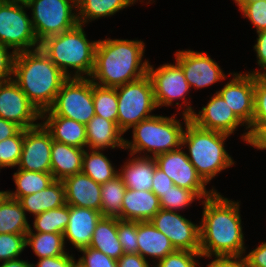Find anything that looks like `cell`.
<instances>
[{
	"mask_svg": "<svg viewBox=\"0 0 266 267\" xmlns=\"http://www.w3.org/2000/svg\"><path fill=\"white\" fill-rule=\"evenodd\" d=\"M200 222V253L202 258L245 255V237L240 202L224 197L218 191L203 199Z\"/></svg>",
	"mask_w": 266,
	"mask_h": 267,
	"instance_id": "6da1fadb",
	"label": "cell"
},
{
	"mask_svg": "<svg viewBox=\"0 0 266 267\" xmlns=\"http://www.w3.org/2000/svg\"><path fill=\"white\" fill-rule=\"evenodd\" d=\"M142 40L99 39L95 50V65L91 81L102 87L116 88L136 81L148 72V59H143Z\"/></svg>",
	"mask_w": 266,
	"mask_h": 267,
	"instance_id": "7a4b0ae2",
	"label": "cell"
},
{
	"mask_svg": "<svg viewBox=\"0 0 266 267\" xmlns=\"http://www.w3.org/2000/svg\"><path fill=\"white\" fill-rule=\"evenodd\" d=\"M67 79L41 48L15 55L13 80L40 113L53 105Z\"/></svg>",
	"mask_w": 266,
	"mask_h": 267,
	"instance_id": "3957f363",
	"label": "cell"
},
{
	"mask_svg": "<svg viewBox=\"0 0 266 267\" xmlns=\"http://www.w3.org/2000/svg\"><path fill=\"white\" fill-rule=\"evenodd\" d=\"M84 27L78 23L40 43V48L68 78H90L94 69L98 40L89 41Z\"/></svg>",
	"mask_w": 266,
	"mask_h": 267,
	"instance_id": "277c9868",
	"label": "cell"
},
{
	"mask_svg": "<svg viewBox=\"0 0 266 267\" xmlns=\"http://www.w3.org/2000/svg\"><path fill=\"white\" fill-rule=\"evenodd\" d=\"M230 136L222 132L202 129L191 121L185 126L182 147L188 148L186 154L189 161L207 184L235 163L225 146V141Z\"/></svg>",
	"mask_w": 266,
	"mask_h": 267,
	"instance_id": "5b68a950",
	"label": "cell"
},
{
	"mask_svg": "<svg viewBox=\"0 0 266 267\" xmlns=\"http://www.w3.org/2000/svg\"><path fill=\"white\" fill-rule=\"evenodd\" d=\"M181 117L183 123L174 113L171 117L153 115L140 121L132 128V140L125 138L124 150L133 155L154 158L159 154L178 149L182 146L185 130L182 125L186 126L190 121L188 116Z\"/></svg>",
	"mask_w": 266,
	"mask_h": 267,
	"instance_id": "8992f818",
	"label": "cell"
},
{
	"mask_svg": "<svg viewBox=\"0 0 266 267\" xmlns=\"http://www.w3.org/2000/svg\"><path fill=\"white\" fill-rule=\"evenodd\" d=\"M118 99L117 126L125 134L140 121L152 117L157 109L152 82L148 75L116 87Z\"/></svg>",
	"mask_w": 266,
	"mask_h": 267,
	"instance_id": "52a82bcc",
	"label": "cell"
},
{
	"mask_svg": "<svg viewBox=\"0 0 266 267\" xmlns=\"http://www.w3.org/2000/svg\"><path fill=\"white\" fill-rule=\"evenodd\" d=\"M27 7L39 43L78 24L76 0H31Z\"/></svg>",
	"mask_w": 266,
	"mask_h": 267,
	"instance_id": "ba28073f",
	"label": "cell"
},
{
	"mask_svg": "<svg viewBox=\"0 0 266 267\" xmlns=\"http://www.w3.org/2000/svg\"><path fill=\"white\" fill-rule=\"evenodd\" d=\"M147 75L152 82L157 108L172 106L177 99H182L183 101L181 104L180 102H176L175 104V106H178L177 111H180V108L185 107L181 112L182 115L188 117L192 115L195 110L186 97V95L189 96L191 88L185 78L182 68L177 62L173 64L165 63L156 69L154 65H151L149 62Z\"/></svg>",
	"mask_w": 266,
	"mask_h": 267,
	"instance_id": "9c48e42d",
	"label": "cell"
},
{
	"mask_svg": "<svg viewBox=\"0 0 266 267\" xmlns=\"http://www.w3.org/2000/svg\"><path fill=\"white\" fill-rule=\"evenodd\" d=\"M27 5L0 0V43L15 53L40 48Z\"/></svg>",
	"mask_w": 266,
	"mask_h": 267,
	"instance_id": "30bf717a",
	"label": "cell"
},
{
	"mask_svg": "<svg viewBox=\"0 0 266 267\" xmlns=\"http://www.w3.org/2000/svg\"><path fill=\"white\" fill-rule=\"evenodd\" d=\"M49 110L86 125L95 115L93 82L90 78H68L56 95Z\"/></svg>",
	"mask_w": 266,
	"mask_h": 267,
	"instance_id": "8fae6325",
	"label": "cell"
},
{
	"mask_svg": "<svg viewBox=\"0 0 266 267\" xmlns=\"http://www.w3.org/2000/svg\"><path fill=\"white\" fill-rule=\"evenodd\" d=\"M183 150L185 148L181 146L176 150L155 156L157 167L172 179L174 185L195 191L203 199L209 198L217 190L214 187L206 189L208 184L197 173Z\"/></svg>",
	"mask_w": 266,
	"mask_h": 267,
	"instance_id": "7c38bea8",
	"label": "cell"
},
{
	"mask_svg": "<svg viewBox=\"0 0 266 267\" xmlns=\"http://www.w3.org/2000/svg\"><path fill=\"white\" fill-rule=\"evenodd\" d=\"M150 222L169 238L175 250L200 252V225L180 212L160 209Z\"/></svg>",
	"mask_w": 266,
	"mask_h": 267,
	"instance_id": "4fadbf2b",
	"label": "cell"
},
{
	"mask_svg": "<svg viewBox=\"0 0 266 267\" xmlns=\"http://www.w3.org/2000/svg\"><path fill=\"white\" fill-rule=\"evenodd\" d=\"M190 121L202 129L218 131L228 135H233L239 126H245L246 132L242 134L241 138L248 145V127L236 116L217 91L210 97L206 106L203 105L199 112L195 110L192 113Z\"/></svg>",
	"mask_w": 266,
	"mask_h": 267,
	"instance_id": "5bb4252c",
	"label": "cell"
},
{
	"mask_svg": "<svg viewBox=\"0 0 266 267\" xmlns=\"http://www.w3.org/2000/svg\"><path fill=\"white\" fill-rule=\"evenodd\" d=\"M0 117L18 125L21 129L38 126L41 113L29 101L13 80L0 82Z\"/></svg>",
	"mask_w": 266,
	"mask_h": 267,
	"instance_id": "9a60e30c",
	"label": "cell"
},
{
	"mask_svg": "<svg viewBox=\"0 0 266 267\" xmlns=\"http://www.w3.org/2000/svg\"><path fill=\"white\" fill-rule=\"evenodd\" d=\"M174 54L191 89H203L226 79L219 64L206 52L186 49Z\"/></svg>",
	"mask_w": 266,
	"mask_h": 267,
	"instance_id": "2e32d148",
	"label": "cell"
},
{
	"mask_svg": "<svg viewBox=\"0 0 266 267\" xmlns=\"http://www.w3.org/2000/svg\"><path fill=\"white\" fill-rule=\"evenodd\" d=\"M51 133L42 123L38 126L24 129L22 153L18 169L51 173Z\"/></svg>",
	"mask_w": 266,
	"mask_h": 267,
	"instance_id": "e0dca14e",
	"label": "cell"
},
{
	"mask_svg": "<svg viewBox=\"0 0 266 267\" xmlns=\"http://www.w3.org/2000/svg\"><path fill=\"white\" fill-rule=\"evenodd\" d=\"M232 76L223 88L217 91L236 116L249 127L254 114V75L244 72H232Z\"/></svg>",
	"mask_w": 266,
	"mask_h": 267,
	"instance_id": "ac0fdd59",
	"label": "cell"
},
{
	"mask_svg": "<svg viewBox=\"0 0 266 267\" xmlns=\"http://www.w3.org/2000/svg\"><path fill=\"white\" fill-rule=\"evenodd\" d=\"M100 211L69 205V223L63 233L65 245L71 243L76 250L90 246Z\"/></svg>",
	"mask_w": 266,
	"mask_h": 267,
	"instance_id": "d6986e66",
	"label": "cell"
},
{
	"mask_svg": "<svg viewBox=\"0 0 266 267\" xmlns=\"http://www.w3.org/2000/svg\"><path fill=\"white\" fill-rule=\"evenodd\" d=\"M66 204L101 212V185L80 172L63 180Z\"/></svg>",
	"mask_w": 266,
	"mask_h": 267,
	"instance_id": "ffe728a7",
	"label": "cell"
},
{
	"mask_svg": "<svg viewBox=\"0 0 266 267\" xmlns=\"http://www.w3.org/2000/svg\"><path fill=\"white\" fill-rule=\"evenodd\" d=\"M41 123L54 141L86 149V125L56 116L49 109L41 113Z\"/></svg>",
	"mask_w": 266,
	"mask_h": 267,
	"instance_id": "44dd1931",
	"label": "cell"
},
{
	"mask_svg": "<svg viewBox=\"0 0 266 267\" xmlns=\"http://www.w3.org/2000/svg\"><path fill=\"white\" fill-rule=\"evenodd\" d=\"M123 133L113 121L94 115L86 124V148L105 151L124 149Z\"/></svg>",
	"mask_w": 266,
	"mask_h": 267,
	"instance_id": "7402d4cb",
	"label": "cell"
},
{
	"mask_svg": "<svg viewBox=\"0 0 266 267\" xmlns=\"http://www.w3.org/2000/svg\"><path fill=\"white\" fill-rule=\"evenodd\" d=\"M160 209V200L152 191L126 189L121 209V220L150 221Z\"/></svg>",
	"mask_w": 266,
	"mask_h": 267,
	"instance_id": "603a6c76",
	"label": "cell"
},
{
	"mask_svg": "<svg viewBox=\"0 0 266 267\" xmlns=\"http://www.w3.org/2000/svg\"><path fill=\"white\" fill-rule=\"evenodd\" d=\"M130 158L118 170L127 189L137 191H152V178L157 166L153 157L135 156L129 153ZM133 157V158H132Z\"/></svg>",
	"mask_w": 266,
	"mask_h": 267,
	"instance_id": "cb8c5ba5",
	"label": "cell"
},
{
	"mask_svg": "<svg viewBox=\"0 0 266 267\" xmlns=\"http://www.w3.org/2000/svg\"><path fill=\"white\" fill-rule=\"evenodd\" d=\"M138 254L155 264L175 251L169 238L156 229L150 221H137ZM151 257V258H150Z\"/></svg>",
	"mask_w": 266,
	"mask_h": 267,
	"instance_id": "d4e9b609",
	"label": "cell"
},
{
	"mask_svg": "<svg viewBox=\"0 0 266 267\" xmlns=\"http://www.w3.org/2000/svg\"><path fill=\"white\" fill-rule=\"evenodd\" d=\"M84 151V148L53 140L51 146V174L54 179L63 180L65 177L80 173Z\"/></svg>",
	"mask_w": 266,
	"mask_h": 267,
	"instance_id": "484cf974",
	"label": "cell"
},
{
	"mask_svg": "<svg viewBox=\"0 0 266 267\" xmlns=\"http://www.w3.org/2000/svg\"><path fill=\"white\" fill-rule=\"evenodd\" d=\"M22 208L33 217L66 204L65 187L62 180L53 181L47 188L18 200Z\"/></svg>",
	"mask_w": 266,
	"mask_h": 267,
	"instance_id": "4316f807",
	"label": "cell"
},
{
	"mask_svg": "<svg viewBox=\"0 0 266 267\" xmlns=\"http://www.w3.org/2000/svg\"><path fill=\"white\" fill-rule=\"evenodd\" d=\"M143 0H76L78 23L87 25L100 18L111 17L120 10Z\"/></svg>",
	"mask_w": 266,
	"mask_h": 267,
	"instance_id": "83f0119b",
	"label": "cell"
},
{
	"mask_svg": "<svg viewBox=\"0 0 266 267\" xmlns=\"http://www.w3.org/2000/svg\"><path fill=\"white\" fill-rule=\"evenodd\" d=\"M89 247L116 261L124 254L117 234V218L102 217L99 220Z\"/></svg>",
	"mask_w": 266,
	"mask_h": 267,
	"instance_id": "f1b7e54d",
	"label": "cell"
},
{
	"mask_svg": "<svg viewBox=\"0 0 266 267\" xmlns=\"http://www.w3.org/2000/svg\"><path fill=\"white\" fill-rule=\"evenodd\" d=\"M30 227L20 202L7 195L0 204V234H26Z\"/></svg>",
	"mask_w": 266,
	"mask_h": 267,
	"instance_id": "f546056e",
	"label": "cell"
},
{
	"mask_svg": "<svg viewBox=\"0 0 266 267\" xmlns=\"http://www.w3.org/2000/svg\"><path fill=\"white\" fill-rule=\"evenodd\" d=\"M101 150L85 149L82 158V173L98 184H104L118 175V169Z\"/></svg>",
	"mask_w": 266,
	"mask_h": 267,
	"instance_id": "4dcf8cb0",
	"label": "cell"
},
{
	"mask_svg": "<svg viewBox=\"0 0 266 267\" xmlns=\"http://www.w3.org/2000/svg\"><path fill=\"white\" fill-rule=\"evenodd\" d=\"M13 181L16 185L15 191H7L8 196L19 200L29 194L40 192L55 181L51 173L27 171L17 169L13 174Z\"/></svg>",
	"mask_w": 266,
	"mask_h": 267,
	"instance_id": "1f68e13d",
	"label": "cell"
},
{
	"mask_svg": "<svg viewBox=\"0 0 266 267\" xmlns=\"http://www.w3.org/2000/svg\"><path fill=\"white\" fill-rule=\"evenodd\" d=\"M26 246H30L38 259L61 256L67 253L64 236L61 233H26Z\"/></svg>",
	"mask_w": 266,
	"mask_h": 267,
	"instance_id": "d6a6232c",
	"label": "cell"
},
{
	"mask_svg": "<svg viewBox=\"0 0 266 267\" xmlns=\"http://www.w3.org/2000/svg\"><path fill=\"white\" fill-rule=\"evenodd\" d=\"M126 189L119 175L101 184V215L103 217L121 220V209Z\"/></svg>",
	"mask_w": 266,
	"mask_h": 267,
	"instance_id": "836d02e7",
	"label": "cell"
},
{
	"mask_svg": "<svg viewBox=\"0 0 266 267\" xmlns=\"http://www.w3.org/2000/svg\"><path fill=\"white\" fill-rule=\"evenodd\" d=\"M69 223V205L45 211L34 217L31 232L63 234ZM34 230V231H33Z\"/></svg>",
	"mask_w": 266,
	"mask_h": 267,
	"instance_id": "e575fe53",
	"label": "cell"
},
{
	"mask_svg": "<svg viewBox=\"0 0 266 267\" xmlns=\"http://www.w3.org/2000/svg\"><path fill=\"white\" fill-rule=\"evenodd\" d=\"M93 103L95 115L117 124L118 99L116 88L102 87L93 83Z\"/></svg>",
	"mask_w": 266,
	"mask_h": 267,
	"instance_id": "d590c367",
	"label": "cell"
},
{
	"mask_svg": "<svg viewBox=\"0 0 266 267\" xmlns=\"http://www.w3.org/2000/svg\"><path fill=\"white\" fill-rule=\"evenodd\" d=\"M161 209L179 212L203 198L195 191L173 185L159 197Z\"/></svg>",
	"mask_w": 266,
	"mask_h": 267,
	"instance_id": "8d00e7d4",
	"label": "cell"
},
{
	"mask_svg": "<svg viewBox=\"0 0 266 267\" xmlns=\"http://www.w3.org/2000/svg\"><path fill=\"white\" fill-rule=\"evenodd\" d=\"M24 129H20L14 136L0 141V171L3 168H16L22 153Z\"/></svg>",
	"mask_w": 266,
	"mask_h": 267,
	"instance_id": "74e56055",
	"label": "cell"
},
{
	"mask_svg": "<svg viewBox=\"0 0 266 267\" xmlns=\"http://www.w3.org/2000/svg\"><path fill=\"white\" fill-rule=\"evenodd\" d=\"M26 246V234H0V262L18 259Z\"/></svg>",
	"mask_w": 266,
	"mask_h": 267,
	"instance_id": "f35d334b",
	"label": "cell"
},
{
	"mask_svg": "<svg viewBox=\"0 0 266 267\" xmlns=\"http://www.w3.org/2000/svg\"><path fill=\"white\" fill-rule=\"evenodd\" d=\"M251 125H266V78L254 75V114Z\"/></svg>",
	"mask_w": 266,
	"mask_h": 267,
	"instance_id": "ab89813d",
	"label": "cell"
},
{
	"mask_svg": "<svg viewBox=\"0 0 266 267\" xmlns=\"http://www.w3.org/2000/svg\"><path fill=\"white\" fill-rule=\"evenodd\" d=\"M239 11L247 18L256 29L266 30V0H257L249 3H235Z\"/></svg>",
	"mask_w": 266,
	"mask_h": 267,
	"instance_id": "60d3db41",
	"label": "cell"
},
{
	"mask_svg": "<svg viewBox=\"0 0 266 267\" xmlns=\"http://www.w3.org/2000/svg\"><path fill=\"white\" fill-rule=\"evenodd\" d=\"M200 258L202 259L200 252L175 250L154 264L153 267H200L198 262Z\"/></svg>",
	"mask_w": 266,
	"mask_h": 267,
	"instance_id": "b9f144b4",
	"label": "cell"
},
{
	"mask_svg": "<svg viewBox=\"0 0 266 267\" xmlns=\"http://www.w3.org/2000/svg\"><path fill=\"white\" fill-rule=\"evenodd\" d=\"M117 234L124 253H138L137 221L117 218Z\"/></svg>",
	"mask_w": 266,
	"mask_h": 267,
	"instance_id": "7bdbcfd3",
	"label": "cell"
},
{
	"mask_svg": "<svg viewBox=\"0 0 266 267\" xmlns=\"http://www.w3.org/2000/svg\"><path fill=\"white\" fill-rule=\"evenodd\" d=\"M78 252H81L82 256L76 262L82 267H117L116 260L97 249L86 247Z\"/></svg>",
	"mask_w": 266,
	"mask_h": 267,
	"instance_id": "ee69618b",
	"label": "cell"
},
{
	"mask_svg": "<svg viewBox=\"0 0 266 267\" xmlns=\"http://www.w3.org/2000/svg\"><path fill=\"white\" fill-rule=\"evenodd\" d=\"M0 43V82L13 79L14 59L16 53Z\"/></svg>",
	"mask_w": 266,
	"mask_h": 267,
	"instance_id": "f6af8a7d",
	"label": "cell"
},
{
	"mask_svg": "<svg viewBox=\"0 0 266 267\" xmlns=\"http://www.w3.org/2000/svg\"><path fill=\"white\" fill-rule=\"evenodd\" d=\"M256 43L253 46L257 58V65L261 68L259 70L248 71L252 75L262 74L266 70V30L256 32Z\"/></svg>",
	"mask_w": 266,
	"mask_h": 267,
	"instance_id": "bcb514c9",
	"label": "cell"
},
{
	"mask_svg": "<svg viewBox=\"0 0 266 267\" xmlns=\"http://www.w3.org/2000/svg\"><path fill=\"white\" fill-rule=\"evenodd\" d=\"M75 260L74 255L67 252L61 256L38 259L37 264L32 263V267H73Z\"/></svg>",
	"mask_w": 266,
	"mask_h": 267,
	"instance_id": "7dc6e473",
	"label": "cell"
},
{
	"mask_svg": "<svg viewBox=\"0 0 266 267\" xmlns=\"http://www.w3.org/2000/svg\"><path fill=\"white\" fill-rule=\"evenodd\" d=\"M152 180V192L158 198L161 196V193H165L174 185L172 179L169 178V176L157 166L155 168L154 177Z\"/></svg>",
	"mask_w": 266,
	"mask_h": 267,
	"instance_id": "c3c4849f",
	"label": "cell"
},
{
	"mask_svg": "<svg viewBox=\"0 0 266 267\" xmlns=\"http://www.w3.org/2000/svg\"><path fill=\"white\" fill-rule=\"evenodd\" d=\"M213 260L206 264L207 267H248L246 257L240 256H214Z\"/></svg>",
	"mask_w": 266,
	"mask_h": 267,
	"instance_id": "681fc988",
	"label": "cell"
},
{
	"mask_svg": "<svg viewBox=\"0 0 266 267\" xmlns=\"http://www.w3.org/2000/svg\"><path fill=\"white\" fill-rule=\"evenodd\" d=\"M248 129V144L258 150H266V125H250Z\"/></svg>",
	"mask_w": 266,
	"mask_h": 267,
	"instance_id": "f907efd6",
	"label": "cell"
},
{
	"mask_svg": "<svg viewBox=\"0 0 266 267\" xmlns=\"http://www.w3.org/2000/svg\"><path fill=\"white\" fill-rule=\"evenodd\" d=\"M248 267H266V242H261L253 250L244 255Z\"/></svg>",
	"mask_w": 266,
	"mask_h": 267,
	"instance_id": "816d5d0a",
	"label": "cell"
},
{
	"mask_svg": "<svg viewBox=\"0 0 266 267\" xmlns=\"http://www.w3.org/2000/svg\"><path fill=\"white\" fill-rule=\"evenodd\" d=\"M117 267H153L148 260L138 253H124L117 260Z\"/></svg>",
	"mask_w": 266,
	"mask_h": 267,
	"instance_id": "f5cc1de1",
	"label": "cell"
},
{
	"mask_svg": "<svg viewBox=\"0 0 266 267\" xmlns=\"http://www.w3.org/2000/svg\"><path fill=\"white\" fill-rule=\"evenodd\" d=\"M20 129L15 123L0 117V141L14 136Z\"/></svg>",
	"mask_w": 266,
	"mask_h": 267,
	"instance_id": "db71d44e",
	"label": "cell"
},
{
	"mask_svg": "<svg viewBox=\"0 0 266 267\" xmlns=\"http://www.w3.org/2000/svg\"><path fill=\"white\" fill-rule=\"evenodd\" d=\"M0 267H32V263L28 260H22L20 258L2 262Z\"/></svg>",
	"mask_w": 266,
	"mask_h": 267,
	"instance_id": "11a10c76",
	"label": "cell"
},
{
	"mask_svg": "<svg viewBox=\"0 0 266 267\" xmlns=\"http://www.w3.org/2000/svg\"><path fill=\"white\" fill-rule=\"evenodd\" d=\"M1 1L8 2V3L27 5L31 0H1Z\"/></svg>",
	"mask_w": 266,
	"mask_h": 267,
	"instance_id": "9f6ffc18",
	"label": "cell"
},
{
	"mask_svg": "<svg viewBox=\"0 0 266 267\" xmlns=\"http://www.w3.org/2000/svg\"><path fill=\"white\" fill-rule=\"evenodd\" d=\"M7 191H8V190H6V191H2V190H0V204H1V202L3 201V199L8 195V194H7Z\"/></svg>",
	"mask_w": 266,
	"mask_h": 267,
	"instance_id": "6f0895ef",
	"label": "cell"
},
{
	"mask_svg": "<svg viewBox=\"0 0 266 267\" xmlns=\"http://www.w3.org/2000/svg\"><path fill=\"white\" fill-rule=\"evenodd\" d=\"M235 3H249L252 1H257V0H233Z\"/></svg>",
	"mask_w": 266,
	"mask_h": 267,
	"instance_id": "680465c9",
	"label": "cell"
},
{
	"mask_svg": "<svg viewBox=\"0 0 266 267\" xmlns=\"http://www.w3.org/2000/svg\"><path fill=\"white\" fill-rule=\"evenodd\" d=\"M73 267H82L81 265H79L77 262L74 263Z\"/></svg>",
	"mask_w": 266,
	"mask_h": 267,
	"instance_id": "91938a15",
	"label": "cell"
},
{
	"mask_svg": "<svg viewBox=\"0 0 266 267\" xmlns=\"http://www.w3.org/2000/svg\"><path fill=\"white\" fill-rule=\"evenodd\" d=\"M147 1H148V2H147ZM147 1H146L147 4H149V3L152 4L151 1H152L153 3L155 2V0H147Z\"/></svg>",
	"mask_w": 266,
	"mask_h": 267,
	"instance_id": "94428289",
	"label": "cell"
},
{
	"mask_svg": "<svg viewBox=\"0 0 266 267\" xmlns=\"http://www.w3.org/2000/svg\"><path fill=\"white\" fill-rule=\"evenodd\" d=\"M262 75L266 78V70L263 71Z\"/></svg>",
	"mask_w": 266,
	"mask_h": 267,
	"instance_id": "6125c7cd",
	"label": "cell"
}]
</instances>
